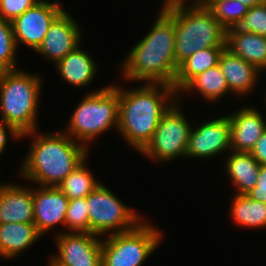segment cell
Listing matches in <instances>:
<instances>
[{
    "label": "cell",
    "instance_id": "cell-32",
    "mask_svg": "<svg viewBox=\"0 0 266 266\" xmlns=\"http://www.w3.org/2000/svg\"><path fill=\"white\" fill-rule=\"evenodd\" d=\"M9 133V134H7ZM15 140L22 139V134L13 126L6 124L4 121H0V156L3 151L6 149L8 136Z\"/></svg>",
    "mask_w": 266,
    "mask_h": 266
},
{
    "label": "cell",
    "instance_id": "cell-12",
    "mask_svg": "<svg viewBox=\"0 0 266 266\" xmlns=\"http://www.w3.org/2000/svg\"><path fill=\"white\" fill-rule=\"evenodd\" d=\"M195 129L192 127L186 157L208 158L219 155L221 152L231 151L230 140V119L222 116L216 119H209Z\"/></svg>",
    "mask_w": 266,
    "mask_h": 266
},
{
    "label": "cell",
    "instance_id": "cell-18",
    "mask_svg": "<svg viewBox=\"0 0 266 266\" xmlns=\"http://www.w3.org/2000/svg\"><path fill=\"white\" fill-rule=\"evenodd\" d=\"M226 48L261 72L266 71L265 36L230 28L226 30Z\"/></svg>",
    "mask_w": 266,
    "mask_h": 266
},
{
    "label": "cell",
    "instance_id": "cell-11",
    "mask_svg": "<svg viewBox=\"0 0 266 266\" xmlns=\"http://www.w3.org/2000/svg\"><path fill=\"white\" fill-rule=\"evenodd\" d=\"M58 234V235H57ZM50 259L58 266H102V238L93 233L59 232ZM101 238V239H100Z\"/></svg>",
    "mask_w": 266,
    "mask_h": 266
},
{
    "label": "cell",
    "instance_id": "cell-30",
    "mask_svg": "<svg viewBox=\"0 0 266 266\" xmlns=\"http://www.w3.org/2000/svg\"><path fill=\"white\" fill-rule=\"evenodd\" d=\"M40 0H0V18L12 22Z\"/></svg>",
    "mask_w": 266,
    "mask_h": 266
},
{
    "label": "cell",
    "instance_id": "cell-23",
    "mask_svg": "<svg viewBox=\"0 0 266 266\" xmlns=\"http://www.w3.org/2000/svg\"><path fill=\"white\" fill-rule=\"evenodd\" d=\"M190 91H196L210 103L218 102L223 96L231 93L219 64L194 77L178 95Z\"/></svg>",
    "mask_w": 266,
    "mask_h": 266
},
{
    "label": "cell",
    "instance_id": "cell-29",
    "mask_svg": "<svg viewBox=\"0 0 266 266\" xmlns=\"http://www.w3.org/2000/svg\"><path fill=\"white\" fill-rule=\"evenodd\" d=\"M236 28L266 37V2L249 8Z\"/></svg>",
    "mask_w": 266,
    "mask_h": 266
},
{
    "label": "cell",
    "instance_id": "cell-17",
    "mask_svg": "<svg viewBox=\"0 0 266 266\" xmlns=\"http://www.w3.org/2000/svg\"><path fill=\"white\" fill-rule=\"evenodd\" d=\"M218 64L233 95L244 97L255 90L261 71L253 64L233 54L226 47L220 54Z\"/></svg>",
    "mask_w": 266,
    "mask_h": 266
},
{
    "label": "cell",
    "instance_id": "cell-8",
    "mask_svg": "<svg viewBox=\"0 0 266 266\" xmlns=\"http://www.w3.org/2000/svg\"><path fill=\"white\" fill-rule=\"evenodd\" d=\"M87 210L89 233L100 237L129 231L144 220L102 183L87 196Z\"/></svg>",
    "mask_w": 266,
    "mask_h": 266
},
{
    "label": "cell",
    "instance_id": "cell-26",
    "mask_svg": "<svg viewBox=\"0 0 266 266\" xmlns=\"http://www.w3.org/2000/svg\"><path fill=\"white\" fill-rule=\"evenodd\" d=\"M217 21L227 30L237 27L249 7L239 0H201Z\"/></svg>",
    "mask_w": 266,
    "mask_h": 266
},
{
    "label": "cell",
    "instance_id": "cell-5",
    "mask_svg": "<svg viewBox=\"0 0 266 266\" xmlns=\"http://www.w3.org/2000/svg\"><path fill=\"white\" fill-rule=\"evenodd\" d=\"M41 75L24 70L0 71V116L21 134L38 130Z\"/></svg>",
    "mask_w": 266,
    "mask_h": 266
},
{
    "label": "cell",
    "instance_id": "cell-28",
    "mask_svg": "<svg viewBox=\"0 0 266 266\" xmlns=\"http://www.w3.org/2000/svg\"><path fill=\"white\" fill-rule=\"evenodd\" d=\"M63 232L89 233L87 197L71 199L68 202Z\"/></svg>",
    "mask_w": 266,
    "mask_h": 266
},
{
    "label": "cell",
    "instance_id": "cell-10",
    "mask_svg": "<svg viewBox=\"0 0 266 266\" xmlns=\"http://www.w3.org/2000/svg\"><path fill=\"white\" fill-rule=\"evenodd\" d=\"M64 10L58 0H40L16 17L11 23L17 47L23 44L35 51L54 20Z\"/></svg>",
    "mask_w": 266,
    "mask_h": 266
},
{
    "label": "cell",
    "instance_id": "cell-33",
    "mask_svg": "<svg viewBox=\"0 0 266 266\" xmlns=\"http://www.w3.org/2000/svg\"><path fill=\"white\" fill-rule=\"evenodd\" d=\"M250 153L260 165H266V129Z\"/></svg>",
    "mask_w": 266,
    "mask_h": 266
},
{
    "label": "cell",
    "instance_id": "cell-9",
    "mask_svg": "<svg viewBox=\"0 0 266 266\" xmlns=\"http://www.w3.org/2000/svg\"><path fill=\"white\" fill-rule=\"evenodd\" d=\"M179 100L162 116L151 141L140 152L144 157L159 162L186 157L192 125L184 116Z\"/></svg>",
    "mask_w": 266,
    "mask_h": 266
},
{
    "label": "cell",
    "instance_id": "cell-14",
    "mask_svg": "<svg viewBox=\"0 0 266 266\" xmlns=\"http://www.w3.org/2000/svg\"><path fill=\"white\" fill-rule=\"evenodd\" d=\"M39 188L33 187V212L34 224L43 237L56 225L65 226L69 199L57 186Z\"/></svg>",
    "mask_w": 266,
    "mask_h": 266
},
{
    "label": "cell",
    "instance_id": "cell-31",
    "mask_svg": "<svg viewBox=\"0 0 266 266\" xmlns=\"http://www.w3.org/2000/svg\"><path fill=\"white\" fill-rule=\"evenodd\" d=\"M246 195L253 200L266 203V165H261L257 184Z\"/></svg>",
    "mask_w": 266,
    "mask_h": 266
},
{
    "label": "cell",
    "instance_id": "cell-20",
    "mask_svg": "<svg viewBox=\"0 0 266 266\" xmlns=\"http://www.w3.org/2000/svg\"><path fill=\"white\" fill-rule=\"evenodd\" d=\"M34 223H0V259H13L41 238Z\"/></svg>",
    "mask_w": 266,
    "mask_h": 266
},
{
    "label": "cell",
    "instance_id": "cell-13",
    "mask_svg": "<svg viewBox=\"0 0 266 266\" xmlns=\"http://www.w3.org/2000/svg\"><path fill=\"white\" fill-rule=\"evenodd\" d=\"M82 29L79 23L64 10L48 29L42 43L35 50L43 58L50 59L56 65L68 53L81 46Z\"/></svg>",
    "mask_w": 266,
    "mask_h": 266
},
{
    "label": "cell",
    "instance_id": "cell-19",
    "mask_svg": "<svg viewBox=\"0 0 266 266\" xmlns=\"http://www.w3.org/2000/svg\"><path fill=\"white\" fill-rule=\"evenodd\" d=\"M54 66H56L61 79L67 84L81 88L89 87L98 70L96 61L80 46L68 53Z\"/></svg>",
    "mask_w": 266,
    "mask_h": 266
},
{
    "label": "cell",
    "instance_id": "cell-34",
    "mask_svg": "<svg viewBox=\"0 0 266 266\" xmlns=\"http://www.w3.org/2000/svg\"><path fill=\"white\" fill-rule=\"evenodd\" d=\"M244 5L248 6L249 8L253 6H258L266 2V0H239Z\"/></svg>",
    "mask_w": 266,
    "mask_h": 266
},
{
    "label": "cell",
    "instance_id": "cell-6",
    "mask_svg": "<svg viewBox=\"0 0 266 266\" xmlns=\"http://www.w3.org/2000/svg\"><path fill=\"white\" fill-rule=\"evenodd\" d=\"M113 85V86H112ZM87 93L72 112L64 133L89 149V143L118 127L119 86L112 84Z\"/></svg>",
    "mask_w": 266,
    "mask_h": 266
},
{
    "label": "cell",
    "instance_id": "cell-16",
    "mask_svg": "<svg viewBox=\"0 0 266 266\" xmlns=\"http://www.w3.org/2000/svg\"><path fill=\"white\" fill-rule=\"evenodd\" d=\"M10 222L34 223L33 187L0 182V223Z\"/></svg>",
    "mask_w": 266,
    "mask_h": 266
},
{
    "label": "cell",
    "instance_id": "cell-3",
    "mask_svg": "<svg viewBox=\"0 0 266 266\" xmlns=\"http://www.w3.org/2000/svg\"><path fill=\"white\" fill-rule=\"evenodd\" d=\"M33 137L27 156L19 167L22 178L39 187L58 186L89 156V149L64 132L41 133L38 130L22 134Z\"/></svg>",
    "mask_w": 266,
    "mask_h": 266
},
{
    "label": "cell",
    "instance_id": "cell-4",
    "mask_svg": "<svg viewBox=\"0 0 266 266\" xmlns=\"http://www.w3.org/2000/svg\"><path fill=\"white\" fill-rule=\"evenodd\" d=\"M174 0L175 63L201 49L226 47V29L201 0ZM188 5V6H187Z\"/></svg>",
    "mask_w": 266,
    "mask_h": 266
},
{
    "label": "cell",
    "instance_id": "cell-1",
    "mask_svg": "<svg viewBox=\"0 0 266 266\" xmlns=\"http://www.w3.org/2000/svg\"><path fill=\"white\" fill-rule=\"evenodd\" d=\"M152 29L140 39L120 65L128 82L173 86L178 66L175 63L174 0H164Z\"/></svg>",
    "mask_w": 266,
    "mask_h": 266
},
{
    "label": "cell",
    "instance_id": "cell-24",
    "mask_svg": "<svg viewBox=\"0 0 266 266\" xmlns=\"http://www.w3.org/2000/svg\"><path fill=\"white\" fill-rule=\"evenodd\" d=\"M230 206L231 217L237 225L254 229L266 227V203L246 194H235Z\"/></svg>",
    "mask_w": 266,
    "mask_h": 266
},
{
    "label": "cell",
    "instance_id": "cell-2",
    "mask_svg": "<svg viewBox=\"0 0 266 266\" xmlns=\"http://www.w3.org/2000/svg\"><path fill=\"white\" fill-rule=\"evenodd\" d=\"M179 99L173 86L144 83L126 89L119 86L117 132L139 153L151 141L162 116Z\"/></svg>",
    "mask_w": 266,
    "mask_h": 266
},
{
    "label": "cell",
    "instance_id": "cell-25",
    "mask_svg": "<svg viewBox=\"0 0 266 266\" xmlns=\"http://www.w3.org/2000/svg\"><path fill=\"white\" fill-rule=\"evenodd\" d=\"M85 159L60 184L58 188L69 200L87 197L100 183L87 168Z\"/></svg>",
    "mask_w": 266,
    "mask_h": 266
},
{
    "label": "cell",
    "instance_id": "cell-27",
    "mask_svg": "<svg viewBox=\"0 0 266 266\" xmlns=\"http://www.w3.org/2000/svg\"><path fill=\"white\" fill-rule=\"evenodd\" d=\"M17 44L12 23L0 18V71L16 70Z\"/></svg>",
    "mask_w": 266,
    "mask_h": 266
},
{
    "label": "cell",
    "instance_id": "cell-7",
    "mask_svg": "<svg viewBox=\"0 0 266 266\" xmlns=\"http://www.w3.org/2000/svg\"><path fill=\"white\" fill-rule=\"evenodd\" d=\"M162 234L144 219L129 231L107 236L102 240V266H141L160 246Z\"/></svg>",
    "mask_w": 266,
    "mask_h": 266
},
{
    "label": "cell",
    "instance_id": "cell-35",
    "mask_svg": "<svg viewBox=\"0 0 266 266\" xmlns=\"http://www.w3.org/2000/svg\"><path fill=\"white\" fill-rule=\"evenodd\" d=\"M50 261L48 262L49 263V266H58L56 265L51 259H49Z\"/></svg>",
    "mask_w": 266,
    "mask_h": 266
},
{
    "label": "cell",
    "instance_id": "cell-22",
    "mask_svg": "<svg viewBox=\"0 0 266 266\" xmlns=\"http://www.w3.org/2000/svg\"><path fill=\"white\" fill-rule=\"evenodd\" d=\"M225 47H210L201 49L186 58L178 67L173 88L180 91L197 75L219 63L220 54Z\"/></svg>",
    "mask_w": 266,
    "mask_h": 266
},
{
    "label": "cell",
    "instance_id": "cell-15",
    "mask_svg": "<svg viewBox=\"0 0 266 266\" xmlns=\"http://www.w3.org/2000/svg\"><path fill=\"white\" fill-rule=\"evenodd\" d=\"M228 115L231 151L250 153L266 129V121L254 106H243Z\"/></svg>",
    "mask_w": 266,
    "mask_h": 266
},
{
    "label": "cell",
    "instance_id": "cell-21",
    "mask_svg": "<svg viewBox=\"0 0 266 266\" xmlns=\"http://www.w3.org/2000/svg\"><path fill=\"white\" fill-rule=\"evenodd\" d=\"M225 162V170L236 194H246L256 186L261 165L251 153L230 151Z\"/></svg>",
    "mask_w": 266,
    "mask_h": 266
}]
</instances>
